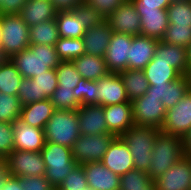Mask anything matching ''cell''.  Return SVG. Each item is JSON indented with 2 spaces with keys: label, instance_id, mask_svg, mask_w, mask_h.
Here are the masks:
<instances>
[{
  "label": "cell",
  "instance_id": "60",
  "mask_svg": "<svg viewBox=\"0 0 191 190\" xmlns=\"http://www.w3.org/2000/svg\"><path fill=\"white\" fill-rule=\"evenodd\" d=\"M172 2H178V1H189V0H170Z\"/></svg>",
  "mask_w": 191,
  "mask_h": 190
},
{
  "label": "cell",
  "instance_id": "57",
  "mask_svg": "<svg viewBox=\"0 0 191 190\" xmlns=\"http://www.w3.org/2000/svg\"><path fill=\"white\" fill-rule=\"evenodd\" d=\"M189 82V89L191 90V68L188 69V72L186 74Z\"/></svg>",
  "mask_w": 191,
  "mask_h": 190
},
{
  "label": "cell",
  "instance_id": "56",
  "mask_svg": "<svg viewBox=\"0 0 191 190\" xmlns=\"http://www.w3.org/2000/svg\"><path fill=\"white\" fill-rule=\"evenodd\" d=\"M187 62L189 68H191V43L187 46Z\"/></svg>",
  "mask_w": 191,
  "mask_h": 190
},
{
  "label": "cell",
  "instance_id": "15",
  "mask_svg": "<svg viewBox=\"0 0 191 190\" xmlns=\"http://www.w3.org/2000/svg\"><path fill=\"white\" fill-rule=\"evenodd\" d=\"M55 20L60 37L83 38L93 18L87 10L81 9L74 11H59L57 12Z\"/></svg>",
  "mask_w": 191,
  "mask_h": 190
},
{
  "label": "cell",
  "instance_id": "39",
  "mask_svg": "<svg viewBox=\"0 0 191 190\" xmlns=\"http://www.w3.org/2000/svg\"><path fill=\"white\" fill-rule=\"evenodd\" d=\"M36 81L38 88V101L50 98L58 87V80L55 69H49L46 72L32 77Z\"/></svg>",
  "mask_w": 191,
  "mask_h": 190
},
{
  "label": "cell",
  "instance_id": "16",
  "mask_svg": "<svg viewBox=\"0 0 191 190\" xmlns=\"http://www.w3.org/2000/svg\"><path fill=\"white\" fill-rule=\"evenodd\" d=\"M96 104L107 106L129 101L119 73L110 72L97 81Z\"/></svg>",
  "mask_w": 191,
  "mask_h": 190
},
{
  "label": "cell",
  "instance_id": "40",
  "mask_svg": "<svg viewBox=\"0 0 191 190\" xmlns=\"http://www.w3.org/2000/svg\"><path fill=\"white\" fill-rule=\"evenodd\" d=\"M74 89L56 88L49 98L58 110H77L81 105L75 99Z\"/></svg>",
  "mask_w": 191,
  "mask_h": 190
},
{
  "label": "cell",
  "instance_id": "6",
  "mask_svg": "<svg viewBox=\"0 0 191 190\" xmlns=\"http://www.w3.org/2000/svg\"><path fill=\"white\" fill-rule=\"evenodd\" d=\"M1 44L3 51L9 58L29 47V26L20 14L2 15Z\"/></svg>",
  "mask_w": 191,
  "mask_h": 190
},
{
  "label": "cell",
  "instance_id": "26",
  "mask_svg": "<svg viewBox=\"0 0 191 190\" xmlns=\"http://www.w3.org/2000/svg\"><path fill=\"white\" fill-rule=\"evenodd\" d=\"M149 85H164L180 78L182 74L170 66V63L159 60L156 56L143 69Z\"/></svg>",
  "mask_w": 191,
  "mask_h": 190
},
{
  "label": "cell",
  "instance_id": "32",
  "mask_svg": "<svg viewBox=\"0 0 191 190\" xmlns=\"http://www.w3.org/2000/svg\"><path fill=\"white\" fill-rule=\"evenodd\" d=\"M55 49L61 61L72 62L85 53L84 40L83 38L60 37L55 44Z\"/></svg>",
  "mask_w": 191,
  "mask_h": 190
},
{
  "label": "cell",
  "instance_id": "47",
  "mask_svg": "<svg viewBox=\"0 0 191 190\" xmlns=\"http://www.w3.org/2000/svg\"><path fill=\"white\" fill-rule=\"evenodd\" d=\"M59 11H74L84 9V0H50Z\"/></svg>",
  "mask_w": 191,
  "mask_h": 190
},
{
  "label": "cell",
  "instance_id": "2",
  "mask_svg": "<svg viewBox=\"0 0 191 190\" xmlns=\"http://www.w3.org/2000/svg\"><path fill=\"white\" fill-rule=\"evenodd\" d=\"M184 156V139L160 132L154 140L151 164L147 172L151 180L155 181Z\"/></svg>",
  "mask_w": 191,
  "mask_h": 190
},
{
  "label": "cell",
  "instance_id": "17",
  "mask_svg": "<svg viewBox=\"0 0 191 190\" xmlns=\"http://www.w3.org/2000/svg\"><path fill=\"white\" fill-rule=\"evenodd\" d=\"M13 124L14 151L41 152L46 143L44 129L30 126L18 119Z\"/></svg>",
  "mask_w": 191,
  "mask_h": 190
},
{
  "label": "cell",
  "instance_id": "8",
  "mask_svg": "<svg viewBox=\"0 0 191 190\" xmlns=\"http://www.w3.org/2000/svg\"><path fill=\"white\" fill-rule=\"evenodd\" d=\"M133 122L135 126L155 127L161 130L166 108L156 96L138 97L132 101Z\"/></svg>",
  "mask_w": 191,
  "mask_h": 190
},
{
  "label": "cell",
  "instance_id": "28",
  "mask_svg": "<svg viewBox=\"0 0 191 190\" xmlns=\"http://www.w3.org/2000/svg\"><path fill=\"white\" fill-rule=\"evenodd\" d=\"M155 56L159 58V60H164L165 62L170 63V66L177 69L182 75L187 74L189 69L187 62V48L160 40L156 47Z\"/></svg>",
  "mask_w": 191,
  "mask_h": 190
},
{
  "label": "cell",
  "instance_id": "25",
  "mask_svg": "<svg viewBox=\"0 0 191 190\" xmlns=\"http://www.w3.org/2000/svg\"><path fill=\"white\" fill-rule=\"evenodd\" d=\"M57 12L50 0H28L19 14L24 22L31 27L43 21L55 19Z\"/></svg>",
  "mask_w": 191,
  "mask_h": 190
},
{
  "label": "cell",
  "instance_id": "30",
  "mask_svg": "<svg viewBox=\"0 0 191 190\" xmlns=\"http://www.w3.org/2000/svg\"><path fill=\"white\" fill-rule=\"evenodd\" d=\"M60 38L55 19L43 21L29 27V42L34 45L55 46Z\"/></svg>",
  "mask_w": 191,
  "mask_h": 190
},
{
  "label": "cell",
  "instance_id": "3",
  "mask_svg": "<svg viewBox=\"0 0 191 190\" xmlns=\"http://www.w3.org/2000/svg\"><path fill=\"white\" fill-rule=\"evenodd\" d=\"M160 132L155 127L134 125L120 136L129 147L135 169L146 173L149 171L154 140Z\"/></svg>",
  "mask_w": 191,
  "mask_h": 190
},
{
  "label": "cell",
  "instance_id": "10",
  "mask_svg": "<svg viewBox=\"0 0 191 190\" xmlns=\"http://www.w3.org/2000/svg\"><path fill=\"white\" fill-rule=\"evenodd\" d=\"M10 175L16 178L45 175L41 152L13 151L5 158Z\"/></svg>",
  "mask_w": 191,
  "mask_h": 190
},
{
  "label": "cell",
  "instance_id": "59",
  "mask_svg": "<svg viewBox=\"0 0 191 190\" xmlns=\"http://www.w3.org/2000/svg\"><path fill=\"white\" fill-rule=\"evenodd\" d=\"M84 190H94L93 188H91L89 185L84 187Z\"/></svg>",
  "mask_w": 191,
  "mask_h": 190
},
{
  "label": "cell",
  "instance_id": "42",
  "mask_svg": "<svg viewBox=\"0 0 191 190\" xmlns=\"http://www.w3.org/2000/svg\"><path fill=\"white\" fill-rule=\"evenodd\" d=\"M162 41L187 48L191 43V27L168 25Z\"/></svg>",
  "mask_w": 191,
  "mask_h": 190
},
{
  "label": "cell",
  "instance_id": "48",
  "mask_svg": "<svg viewBox=\"0 0 191 190\" xmlns=\"http://www.w3.org/2000/svg\"><path fill=\"white\" fill-rule=\"evenodd\" d=\"M136 9H167L170 0H131Z\"/></svg>",
  "mask_w": 191,
  "mask_h": 190
},
{
  "label": "cell",
  "instance_id": "23",
  "mask_svg": "<svg viewBox=\"0 0 191 190\" xmlns=\"http://www.w3.org/2000/svg\"><path fill=\"white\" fill-rule=\"evenodd\" d=\"M158 40L147 36L135 35L129 53V69L143 70L156 53Z\"/></svg>",
  "mask_w": 191,
  "mask_h": 190
},
{
  "label": "cell",
  "instance_id": "35",
  "mask_svg": "<svg viewBox=\"0 0 191 190\" xmlns=\"http://www.w3.org/2000/svg\"><path fill=\"white\" fill-rule=\"evenodd\" d=\"M166 10L169 25L191 27V0L172 2Z\"/></svg>",
  "mask_w": 191,
  "mask_h": 190
},
{
  "label": "cell",
  "instance_id": "54",
  "mask_svg": "<svg viewBox=\"0 0 191 190\" xmlns=\"http://www.w3.org/2000/svg\"><path fill=\"white\" fill-rule=\"evenodd\" d=\"M0 14H9V0H0Z\"/></svg>",
  "mask_w": 191,
  "mask_h": 190
},
{
  "label": "cell",
  "instance_id": "37",
  "mask_svg": "<svg viewBox=\"0 0 191 190\" xmlns=\"http://www.w3.org/2000/svg\"><path fill=\"white\" fill-rule=\"evenodd\" d=\"M55 72L58 80L57 88L74 89L81 79V75L70 61H61L55 68Z\"/></svg>",
  "mask_w": 191,
  "mask_h": 190
},
{
  "label": "cell",
  "instance_id": "44",
  "mask_svg": "<svg viewBox=\"0 0 191 190\" xmlns=\"http://www.w3.org/2000/svg\"><path fill=\"white\" fill-rule=\"evenodd\" d=\"M14 151L13 124L0 122V159H5Z\"/></svg>",
  "mask_w": 191,
  "mask_h": 190
},
{
  "label": "cell",
  "instance_id": "11",
  "mask_svg": "<svg viewBox=\"0 0 191 190\" xmlns=\"http://www.w3.org/2000/svg\"><path fill=\"white\" fill-rule=\"evenodd\" d=\"M153 182L156 190H191V157L185 155Z\"/></svg>",
  "mask_w": 191,
  "mask_h": 190
},
{
  "label": "cell",
  "instance_id": "29",
  "mask_svg": "<svg viewBox=\"0 0 191 190\" xmlns=\"http://www.w3.org/2000/svg\"><path fill=\"white\" fill-rule=\"evenodd\" d=\"M119 74L123 80L127 97L131 102L145 95L150 87L143 70L127 69L119 72Z\"/></svg>",
  "mask_w": 191,
  "mask_h": 190
},
{
  "label": "cell",
  "instance_id": "46",
  "mask_svg": "<svg viewBox=\"0 0 191 190\" xmlns=\"http://www.w3.org/2000/svg\"><path fill=\"white\" fill-rule=\"evenodd\" d=\"M20 184L23 190H54L55 188L50 184L45 175L22 177Z\"/></svg>",
  "mask_w": 191,
  "mask_h": 190
},
{
  "label": "cell",
  "instance_id": "49",
  "mask_svg": "<svg viewBox=\"0 0 191 190\" xmlns=\"http://www.w3.org/2000/svg\"><path fill=\"white\" fill-rule=\"evenodd\" d=\"M165 86H168V83L164 85H150L149 89L146 92L147 96H156L159 100L164 98Z\"/></svg>",
  "mask_w": 191,
  "mask_h": 190
},
{
  "label": "cell",
  "instance_id": "61",
  "mask_svg": "<svg viewBox=\"0 0 191 190\" xmlns=\"http://www.w3.org/2000/svg\"><path fill=\"white\" fill-rule=\"evenodd\" d=\"M150 190H156L155 186H153Z\"/></svg>",
  "mask_w": 191,
  "mask_h": 190
},
{
  "label": "cell",
  "instance_id": "45",
  "mask_svg": "<svg viewBox=\"0 0 191 190\" xmlns=\"http://www.w3.org/2000/svg\"><path fill=\"white\" fill-rule=\"evenodd\" d=\"M22 105H27L38 101V88L36 81L32 78H23L17 93Z\"/></svg>",
  "mask_w": 191,
  "mask_h": 190
},
{
  "label": "cell",
  "instance_id": "13",
  "mask_svg": "<svg viewBox=\"0 0 191 190\" xmlns=\"http://www.w3.org/2000/svg\"><path fill=\"white\" fill-rule=\"evenodd\" d=\"M113 34L105 19H93L83 35L85 53L104 57Z\"/></svg>",
  "mask_w": 191,
  "mask_h": 190
},
{
  "label": "cell",
  "instance_id": "52",
  "mask_svg": "<svg viewBox=\"0 0 191 190\" xmlns=\"http://www.w3.org/2000/svg\"><path fill=\"white\" fill-rule=\"evenodd\" d=\"M28 0H9V14H19Z\"/></svg>",
  "mask_w": 191,
  "mask_h": 190
},
{
  "label": "cell",
  "instance_id": "51",
  "mask_svg": "<svg viewBox=\"0 0 191 190\" xmlns=\"http://www.w3.org/2000/svg\"><path fill=\"white\" fill-rule=\"evenodd\" d=\"M2 190H23L20 184V178L10 176L5 182V186Z\"/></svg>",
  "mask_w": 191,
  "mask_h": 190
},
{
  "label": "cell",
  "instance_id": "20",
  "mask_svg": "<svg viewBox=\"0 0 191 190\" xmlns=\"http://www.w3.org/2000/svg\"><path fill=\"white\" fill-rule=\"evenodd\" d=\"M80 134H111L106 126L102 105H81L77 109Z\"/></svg>",
  "mask_w": 191,
  "mask_h": 190
},
{
  "label": "cell",
  "instance_id": "33",
  "mask_svg": "<svg viewBox=\"0 0 191 190\" xmlns=\"http://www.w3.org/2000/svg\"><path fill=\"white\" fill-rule=\"evenodd\" d=\"M153 186L149 174L138 169L120 176V190H150Z\"/></svg>",
  "mask_w": 191,
  "mask_h": 190
},
{
  "label": "cell",
  "instance_id": "50",
  "mask_svg": "<svg viewBox=\"0 0 191 190\" xmlns=\"http://www.w3.org/2000/svg\"><path fill=\"white\" fill-rule=\"evenodd\" d=\"M9 168L5 159H0V190L5 186V182L10 177Z\"/></svg>",
  "mask_w": 191,
  "mask_h": 190
},
{
  "label": "cell",
  "instance_id": "7",
  "mask_svg": "<svg viewBox=\"0 0 191 190\" xmlns=\"http://www.w3.org/2000/svg\"><path fill=\"white\" fill-rule=\"evenodd\" d=\"M115 138L116 136L113 134H81L71 147L72 156L78 165L88 162H101Z\"/></svg>",
  "mask_w": 191,
  "mask_h": 190
},
{
  "label": "cell",
  "instance_id": "34",
  "mask_svg": "<svg viewBox=\"0 0 191 190\" xmlns=\"http://www.w3.org/2000/svg\"><path fill=\"white\" fill-rule=\"evenodd\" d=\"M189 82L186 75H182L175 81L169 82L165 86L164 98L161 102L164 104L166 110L173 108L188 92Z\"/></svg>",
  "mask_w": 191,
  "mask_h": 190
},
{
  "label": "cell",
  "instance_id": "55",
  "mask_svg": "<svg viewBox=\"0 0 191 190\" xmlns=\"http://www.w3.org/2000/svg\"><path fill=\"white\" fill-rule=\"evenodd\" d=\"M8 60H9V57L3 51L2 44L0 42V65L6 63Z\"/></svg>",
  "mask_w": 191,
  "mask_h": 190
},
{
  "label": "cell",
  "instance_id": "5",
  "mask_svg": "<svg viewBox=\"0 0 191 190\" xmlns=\"http://www.w3.org/2000/svg\"><path fill=\"white\" fill-rule=\"evenodd\" d=\"M44 134L46 142L71 148L81 135L77 110L56 109L44 127Z\"/></svg>",
  "mask_w": 191,
  "mask_h": 190
},
{
  "label": "cell",
  "instance_id": "14",
  "mask_svg": "<svg viewBox=\"0 0 191 190\" xmlns=\"http://www.w3.org/2000/svg\"><path fill=\"white\" fill-rule=\"evenodd\" d=\"M132 37L131 35L113 32L104 56L110 72L119 73L129 69V53Z\"/></svg>",
  "mask_w": 191,
  "mask_h": 190
},
{
  "label": "cell",
  "instance_id": "43",
  "mask_svg": "<svg viewBox=\"0 0 191 190\" xmlns=\"http://www.w3.org/2000/svg\"><path fill=\"white\" fill-rule=\"evenodd\" d=\"M88 185L84 168L82 165H77L72 170L65 180L59 185L58 190H84Z\"/></svg>",
  "mask_w": 191,
  "mask_h": 190
},
{
  "label": "cell",
  "instance_id": "4",
  "mask_svg": "<svg viewBox=\"0 0 191 190\" xmlns=\"http://www.w3.org/2000/svg\"><path fill=\"white\" fill-rule=\"evenodd\" d=\"M41 155L46 166L45 177L54 188H58L78 165L72 156L70 147L53 142L45 143Z\"/></svg>",
  "mask_w": 191,
  "mask_h": 190
},
{
  "label": "cell",
  "instance_id": "58",
  "mask_svg": "<svg viewBox=\"0 0 191 190\" xmlns=\"http://www.w3.org/2000/svg\"><path fill=\"white\" fill-rule=\"evenodd\" d=\"M2 38V15L0 14V42Z\"/></svg>",
  "mask_w": 191,
  "mask_h": 190
},
{
  "label": "cell",
  "instance_id": "41",
  "mask_svg": "<svg viewBox=\"0 0 191 190\" xmlns=\"http://www.w3.org/2000/svg\"><path fill=\"white\" fill-rule=\"evenodd\" d=\"M97 82L81 78L74 88L75 99L80 105H95Z\"/></svg>",
  "mask_w": 191,
  "mask_h": 190
},
{
  "label": "cell",
  "instance_id": "22",
  "mask_svg": "<svg viewBox=\"0 0 191 190\" xmlns=\"http://www.w3.org/2000/svg\"><path fill=\"white\" fill-rule=\"evenodd\" d=\"M82 166L88 185L94 190H120V176L101 162H88Z\"/></svg>",
  "mask_w": 191,
  "mask_h": 190
},
{
  "label": "cell",
  "instance_id": "21",
  "mask_svg": "<svg viewBox=\"0 0 191 190\" xmlns=\"http://www.w3.org/2000/svg\"><path fill=\"white\" fill-rule=\"evenodd\" d=\"M140 16L142 36L162 40L168 28V13L166 9H137Z\"/></svg>",
  "mask_w": 191,
  "mask_h": 190
},
{
  "label": "cell",
  "instance_id": "27",
  "mask_svg": "<svg viewBox=\"0 0 191 190\" xmlns=\"http://www.w3.org/2000/svg\"><path fill=\"white\" fill-rule=\"evenodd\" d=\"M72 62L81 78L87 80L97 81L110 73L104 57L84 53Z\"/></svg>",
  "mask_w": 191,
  "mask_h": 190
},
{
  "label": "cell",
  "instance_id": "53",
  "mask_svg": "<svg viewBox=\"0 0 191 190\" xmlns=\"http://www.w3.org/2000/svg\"><path fill=\"white\" fill-rule=\"evenodd\" d=\"M185 155L191 157V131L184 139Z\"/></svg>",
  "mask_w": 191,
  "mask_h": 190
},
{
  "label": "cell",
  "instance_id": "12",
  "mask_svg": "<svg viewBox=\"0 0 191 190\" xmlns=\"http://www.w3.org/2000/svg\"><path fill=\"white\" fill-rule=\"evenodd\" d=\"M105 20L113 32L131 36L140 35L141 33L140 16L131 0H127L120 5Z\"/></svg>",
  "mask_w": 191,
  "mask_h": 190
},
{
  "label": "cell",
  "instance_id": "38",
  "mask_svg": "<svg viewBox=\"0 0 191 190\" xmlns=\"http://www.w3.org/2000/svg\"><path fill=\"white\" fill-rule=\"evenodd\" d=\"M127 0H84V9L93 19H105Z\"/></svg>",
  "mask_w": 191,
  "mask_h": 190
},
{
  "label": "cell",
  "instance_id": "19",
  "mask_svg": "<svg viewBox=\"0 0 191 190\" xmlns=\"http://www.w3.org/2000/svg\"><path fill=\"white\" fill-rule=\"evenodd\" d=\"M103 109L108 131L116 137L134 126L132 102L107 105Z\"/></svg>",
  "mask_w": 191,
  "mask_h": 190
},
{
  "label": "cell",
  "instance_id": "9",
  "mask_svg": "<svg viewBox=\"0 0 191 190\" xmlns=\"http://www.w3.org/2000/svg\"><path fill=\"white\" fill-rule=\"evenodd\" d=\"M162 133L185 139L191 131V90L173 107L166 110Z\"/></svg>",
  "mask_w": 191,
  "mask_h": 190
},
{
  "label": "cell",
  "instance_id": "18",
  "mask_svg": "<svg viewBox=\"0 0 191 190\" xmlns=\"http://www.w3.org/2000/svg\"><path fill=\"white\" fill-rule=\"evenodd\" d=\"M101 163L119 176L135 169L129 147L120 137H116L109 145Z\"/></svg>",
  "mask_w": 191,
  "mask_h": 190
},
{
  "label": "cell",
  "instance_id": "1",
  "mask_svg": "<svg viewBox=\"0 0 191 190\" xmlns=\"http://www.w3.org/2000/svg\"><path fill=\"white\" fill-rule=\"evenodd\" d=\"M9 59L23 78H32L49 69H55L61 62L55 46L44 44H30L28 48L14 54Z\"/></svg>",
  "mask_w": 191,
  "mask_h": 190
},
{
  "label": "cell",
  "instance_id": "36",
  "mask_svg": "<svg viewBox=\"0 0 191 190\" xmlns=\"http://www.w3.org/2000/svg\"><path fill=\"white\" fill-rule=\"evenodd\" d=\"M22 104L18 96L0 92V122L14 123L20 118Z\"/></svg>",
  "mask_w": 191,
  "mask_h": 190
},
{
  "label": "cell",
  "instance_id": "31",
  "mask_svg": "<svg viewBox=\"0 0 191 190\" xmlns=\"http://www.w3.org/2000/svg\"><path fill=\"white\" fill-rule=\"evenodd\" d=\"M23 76L17 70V67L9 59L6 63L0 65V92L17 96L20 83Z\"/></svg>",
  "mask_w": 191,
  "mask_h": 190
},
{
  "label": "cell",
  "instance_id": "24",
  "mask_svg": "<svg viewBox=\"0 0 191 190\" xmlns=\"http://www.w3.org/2000/svg\"><path fill=\"white\" fill-rule=\"evenodd\" d=\"M55 110L51 100L47 98L27 105H22L19 119L30 126L44 129Z\"/></svg>",
  "mask_w": 191,
  "mask_h": 190
}]
</instances>
